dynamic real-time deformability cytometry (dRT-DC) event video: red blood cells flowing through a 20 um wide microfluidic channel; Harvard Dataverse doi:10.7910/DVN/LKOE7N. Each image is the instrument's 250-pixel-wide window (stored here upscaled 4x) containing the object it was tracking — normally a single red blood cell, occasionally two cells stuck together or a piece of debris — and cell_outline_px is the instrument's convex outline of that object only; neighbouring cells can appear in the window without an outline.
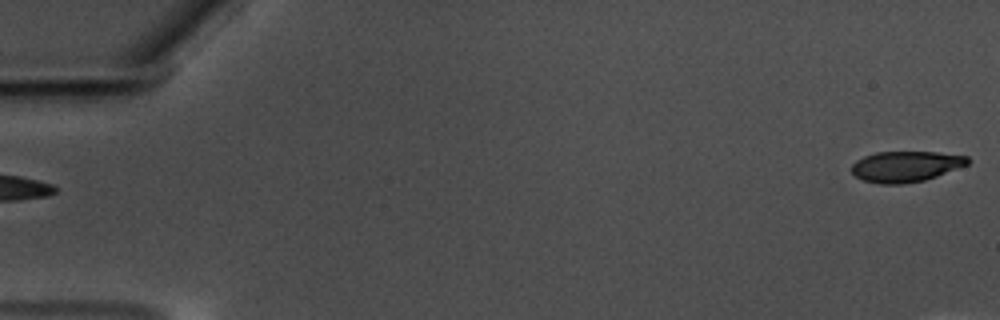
{"species": "common noctule bat (a hibernating species)", "species_latin": "Nyctalus noctula", "temperature_condition": "warm", "stored_images_in_passage": 13, "camera_frame_rate_fps": 3000, "um_per_image_px": 0.085, "animal": {"sex": "male", "body_mass_g": 17.5, "forearm_length_mm": 52.3}, "frame": {"image": 1, "passage_image": 1, "time_ms": 0.0, "image_size_px": [1000, 320], "cell_outline_px": [[972, 160], [968, 164], [936, 176], [924, 180], [900, 184], [880, 184], [864, 180], [856, 176], [852, 172], [852, 164], [856, 160], [864, 156], [876, 152], [936, 152], [968, 156]], "centroid_in_image_um": [76.99, 14.14], "position_along_channel_um": 8.0, "area_um2": 20.69}}